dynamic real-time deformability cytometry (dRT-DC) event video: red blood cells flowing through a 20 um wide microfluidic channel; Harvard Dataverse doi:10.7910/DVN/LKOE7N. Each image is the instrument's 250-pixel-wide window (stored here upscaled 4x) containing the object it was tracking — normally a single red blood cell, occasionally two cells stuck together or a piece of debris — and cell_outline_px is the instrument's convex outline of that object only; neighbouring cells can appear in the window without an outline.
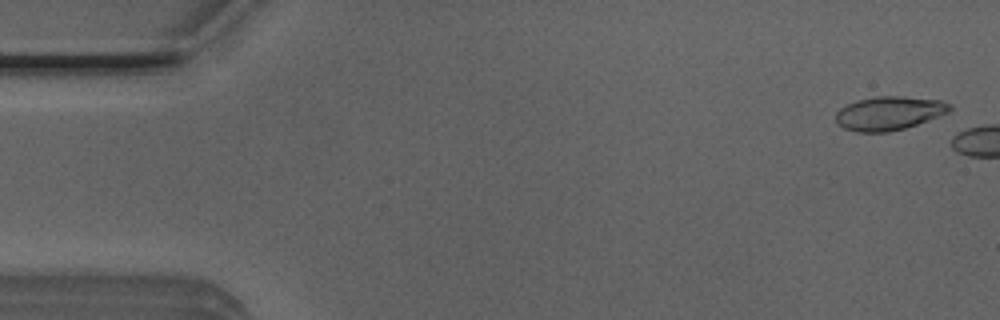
{"species": "Egyptian fruit bat (a non-hibernating species)", "species_latin": "Rousettus aegyptiacus", "temperature_condition": "room temperature", "stored_images_in_passage": 6, "camera_frame_rate_fps": 3000, "um_per_image_px": 0.085, "animal": {"sex": "male"}, "frame": {"image": 1, "passage_image": 2, "time_ms": 0.333, "image_size_px": [1000, 320], "cell_outline_px": [[952, 112], [904, 128], [888, 132], [856, 132], [844, 128], [836, 124], [836, 112], [840, 108], [856, 100], [876, 96], [904, 96], [940, 100], [952, 104]], "centroid_in_image_um": [75.59, 9.62], "position_along_channel_um": 9.4, "area_um2": 22.6}}